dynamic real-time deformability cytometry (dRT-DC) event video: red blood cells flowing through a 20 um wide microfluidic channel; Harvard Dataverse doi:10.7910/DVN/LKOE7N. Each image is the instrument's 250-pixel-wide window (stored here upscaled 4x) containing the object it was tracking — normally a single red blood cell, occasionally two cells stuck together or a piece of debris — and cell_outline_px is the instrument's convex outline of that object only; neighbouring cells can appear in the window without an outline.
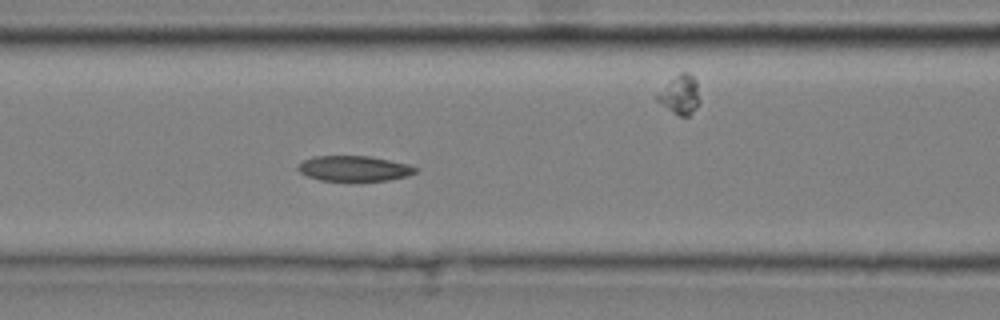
{"species": "common noctule bat (a hibernating species)", "species_latin": "Nyctalus noctula", "temperature_condition": "cold", "stored_images_in_passage": 43, "camera_frame_rate_fps": 3000, "um_per_image_px": 0.085, "animal": {"sex": "male", "body_mass_g": 20.4}, "frame": {"image": 1, "passage_image": 13, "time_ms": 4.0, "image_size_px": [1000, 320], "cell_outline_px": [[420, 168], [416, 172], [408, 176], [388, 180], [320, 180], [308, 176], [300, 172], [296, 168], [304, 160], [312, 156], [368, 156], [408, 164]], "centroid_in_image_um": [30.12, 14.31], "position_along_channel_um": 136.5, "area_um2": 17.17}, "authors_computed_cell_mechanics": {"area_um2": 17.7446, "velocity_mm_per_s": 3.6058, "shape_relaxation_time_tau1_ms": null, "shape_relaxation_time_tau2_ms": 2.9732, "deformation_change_tau1": null, "deformation_change_tau2": 0.0857}}